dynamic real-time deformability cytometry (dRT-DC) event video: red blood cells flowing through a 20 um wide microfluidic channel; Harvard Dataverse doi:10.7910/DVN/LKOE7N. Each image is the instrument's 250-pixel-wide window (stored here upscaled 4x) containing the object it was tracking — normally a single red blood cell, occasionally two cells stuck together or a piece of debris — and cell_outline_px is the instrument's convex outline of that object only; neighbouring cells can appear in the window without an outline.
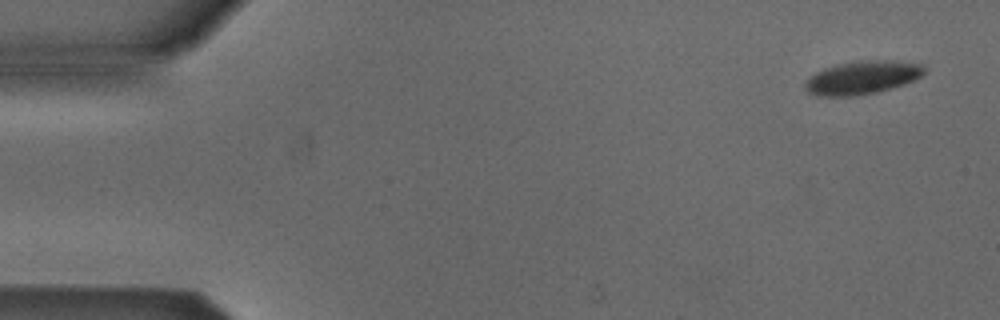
{"species": "Egyptian fruit bat (a non-hibernating species)", "species_latin": "Rousettus aegyptiacus", "temperature_condition": "cold", "stored_images_in_passage": 5, "segment_of_instrument_passage": [1, 2], "camera_frame_rate_fps": 3000, "um_per_image_px": 0.085, "animal": {"sex": "male"}, "frame": {"image": 1, "passage_image": 1, "time_ms": 0.0, "image_size_px": [1000, 320], "cell_outline_px": [[924, 72], [920, 76], [904, 84], [876, 92], [856, 96], [816, 96], [808, 92], [804, 88], [804, 84], [808, 76], [824, 68], [836, 64], [860, 60], [896, 60], [924, 64]], "centroid_in_image_um": [73.25, 6.58], "position_along_channel_um": 11.8, "area_um2": 23.29}}